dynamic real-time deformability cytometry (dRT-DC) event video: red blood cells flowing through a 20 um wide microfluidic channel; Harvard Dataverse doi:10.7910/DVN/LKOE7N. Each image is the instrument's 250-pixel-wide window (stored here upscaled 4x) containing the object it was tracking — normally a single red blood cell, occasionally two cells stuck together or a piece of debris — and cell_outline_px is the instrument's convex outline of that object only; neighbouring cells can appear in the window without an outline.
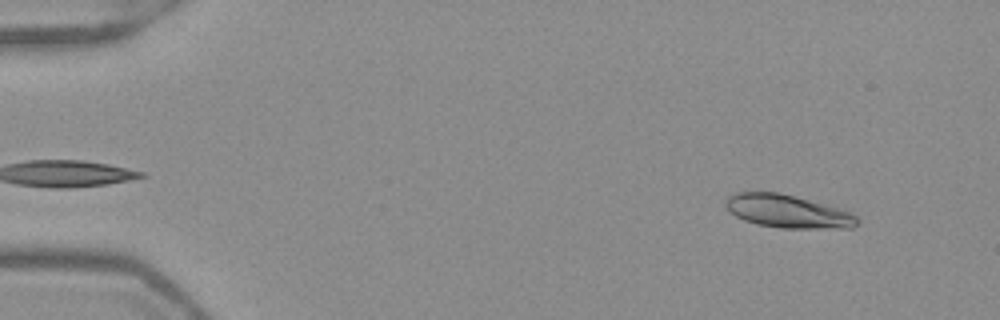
{"species": "Egyptian fruit bat (a non-hibernating species)", "species_latin": "Rousettus aegyptiacus", "temperature_condition": "warm", "stored_images_in_passage": 51, "camera_frame_rate_fps": 3000, "um_per_image_px": 0.085, "frame": {"image": 1, "passage_image": 4, "time_ms": 1.0, "image_size_px": [1000, 320], "cell_outline_px": [[860, 220], [852, 228], [780, 228], [756, 224], [744, 220], [736, 216], [724, 208], [724, 200], [728, 196], [736, 192], [776, 192], [848, 208]], "centroid_in_image_um": [66.99, 17.95], "position_along_channel_um": 18.0, "area_um2": 25.95}}
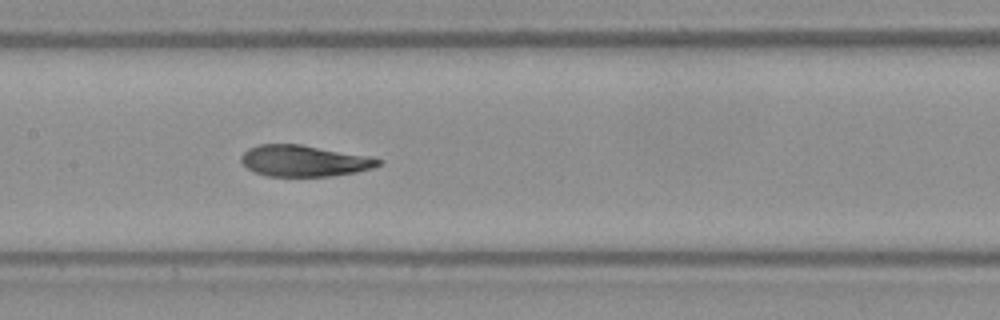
{"frame": {"image": 2, "passage_image": 25, "time_ms": 8.0, "image_size_px": [1000, 320], "cell_outline_px": [[384, 160], [380, 164], [372, 168], [356, 172], [332, 176], [268, 176], [256, 172], [248, 168], [240, 160], [240, 156], [248, 148], [260, 144], [300, 144], [368, 156]], "centroid_in_image_um": [25.84, 13.67], "position_along_channel_um": 181.6, "area_um2": 24.85}}
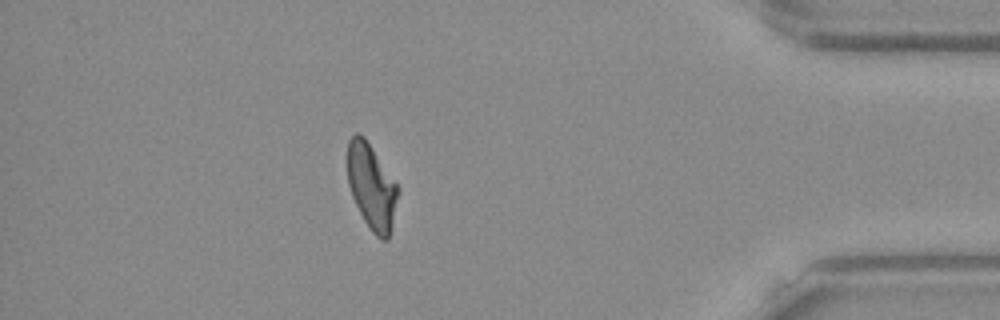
{"frame": {"image": 3, "passage_image": 45, "time_ms": 14.667, "image_size_px": [1000, 320], "cell_outline_px": [[400, 192], [392, 228], [388, 240], [380, 240], [372, 232], [364, 220], [352, 196], [348, 184], [344, 156], [348, 140], [356, 132], [364, 136], [400, 188]], "centroid_in_image_um": [31.56, 15.84], "position_along_channel_um": 403.6, "area_um2": 25.89}, "authors_computed_cell_mechanics": {"area_um2": 25.5476, "velocity_mm_per_s": 3.9331, "shape_relaxation_time_tau1_ms": null, "shape_relaxation_time_tau2_ms": 2.0876, "deformation_change_tau1": null, "deformation_change_tau2": 0.0767}}